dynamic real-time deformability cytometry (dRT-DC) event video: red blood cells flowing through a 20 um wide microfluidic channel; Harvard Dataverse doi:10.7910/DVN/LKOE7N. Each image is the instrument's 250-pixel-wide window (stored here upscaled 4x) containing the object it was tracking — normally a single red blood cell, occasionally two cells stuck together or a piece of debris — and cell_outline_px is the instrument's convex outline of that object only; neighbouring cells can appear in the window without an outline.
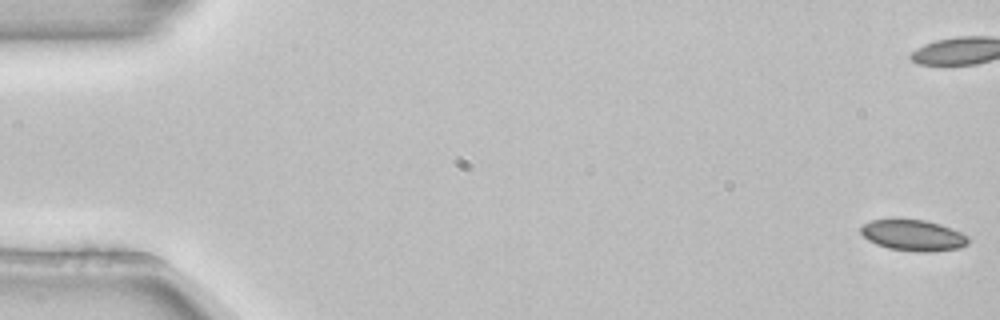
{"species": "common noctule bat (a hibernating species)", "species_latin": "Nyctalus noctula", "temperature_condition": "room temperature", "stored_images_in_passage": 4, "camera_frame_rate_fps": 3000, "um_per_image_px": 0.085, "animal": {"sex": "female", "body_mass_g": 22.7, "forearm_length_mm": 54.2}, "frame": {"image": 1, "passage_image": 1, "time_ms": 0.0, "image_size_px": [1000, 320], "cell_outline_px": [[968, 244], [960, 248], [932, 252], [916, 252], [888, 248], [876, 244], [868, 240], [860, 232], [860, 228], [864, 224], [872, 220], [896, 216], [924, 220], [940, 224], [952, 228], [968, 236]], "centroid_in_image_um": [77.6, 19.97], "position_along_channel_um": 7.4, "area_um2": 20.11}}